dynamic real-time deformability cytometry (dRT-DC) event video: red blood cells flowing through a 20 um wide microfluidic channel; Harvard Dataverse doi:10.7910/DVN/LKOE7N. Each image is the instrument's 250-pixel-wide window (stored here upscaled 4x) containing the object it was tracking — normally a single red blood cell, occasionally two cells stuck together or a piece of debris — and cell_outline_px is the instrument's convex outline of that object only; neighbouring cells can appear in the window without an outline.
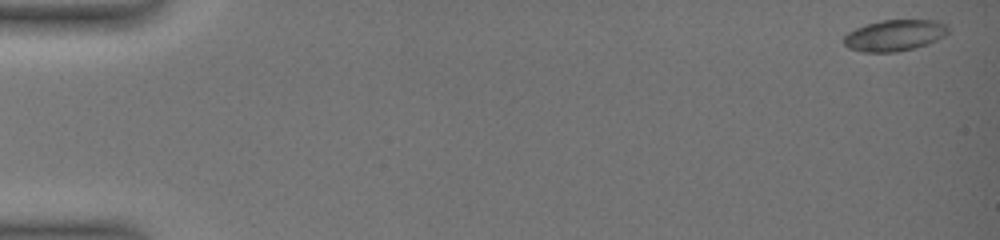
{"species": "common noctule bat (a hibernating species)", "species_latin": "Nyctalus noctula", "temperature_condition": "warm", "stored_images_in_passage": 25, "camera_frame_rate_fps": 3000, "um_per_image_px": 0.085, "animal": {"sex": "female", "body_mass_g": 19.0, "forearm_length_mm": 51.5}, "frame": {"image": 1, "passage_image": 1, "time_ms": 0.0, "image_size_px": [1000, 240], "cell_outline_px": [[948, 32], [944, 36], [928, 44], [916, 48], [896, 52], [864, 52], [848, 48], [844, 44], [844, 36], [848, 32], [856, 28], [880, 20], [940, 20], [948, 24]], "centroid_in_image_um": [76.07, 3.0], "position_along_channel_um": 8.9, "area_um2": 19.13}}
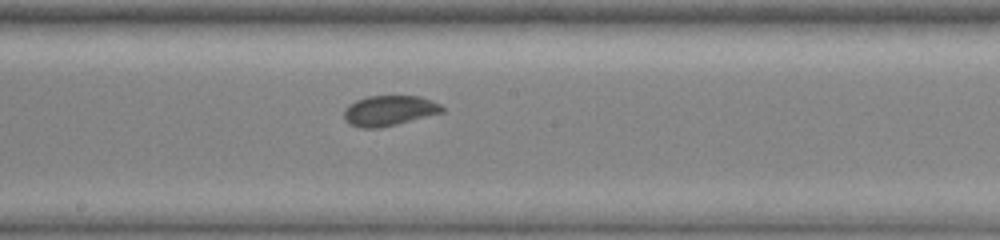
{"frame": {"image": 2, "passage_image": 15, "time_ms": 10.333, "image_size_px": [1000, 240], "cell_outline_px": [[444, 112], [380, 128], [364, 128], [348, 124], [344, 120], [344, 108], [348, 104], [356, 100], [368, 96], [420, 96], [432, 100], [440, 104], [444, 108]], "centroid_in_image_um": [33.06, 9.4], "position_along_channel_um": 215.1, "area_um2": 17.4}}
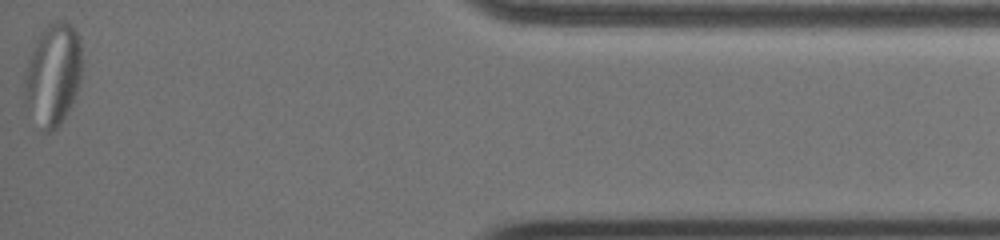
{"frame": {"image": 3, "passage_image": 25, "time_ms": 17.667, "image_size_px": [1000, 240], "cell_outline_px": [[80, 84], [64, 116], [56, 128], [48, 132], [40, 132], [24, 104], [24, 76], [28, 56], [32, 48], [44, 28], [52, 20], [64, 20], [80, 36]], "centroid_in_image_um": [4.45, 6.35], "position_along_channel_um": 430.8, "area_um2": 34.33}}